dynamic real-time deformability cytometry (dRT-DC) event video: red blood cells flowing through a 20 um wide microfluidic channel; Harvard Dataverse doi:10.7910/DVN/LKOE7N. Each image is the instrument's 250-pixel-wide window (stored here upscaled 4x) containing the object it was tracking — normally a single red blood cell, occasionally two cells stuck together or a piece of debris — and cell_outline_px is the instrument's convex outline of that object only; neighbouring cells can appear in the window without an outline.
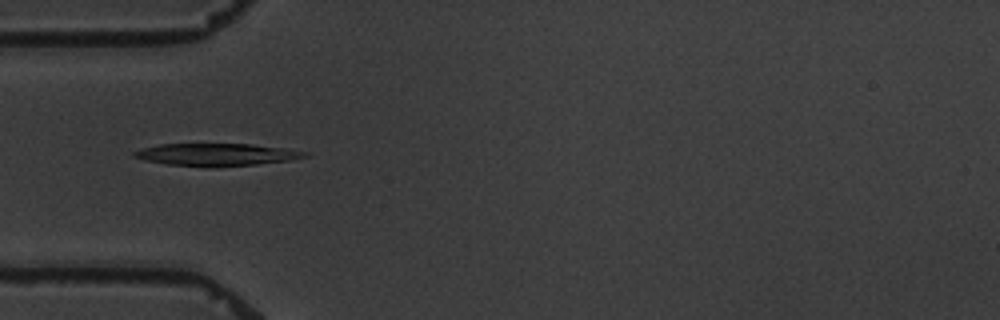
{"species": "common noctule bat (a hibernating species)", "species_latin": "Nyctalus noctula", "temperature_condition": "warm", "stored_images_in_passage": 7, "camera_frame_rate_fps": 3000, "um_per_image_px": 0.085, "animal": {"sex": "male", "body_mass_g": 19.5, "forearm_length_mm": 54.6}, "frame": {"image": 1, "passage_image": 4, "time_ms": 4.333, "image_size_px": [1000, 320], "cell_outline_px": [[308, 156], [292, 160], [256, 164], [216, 168], [212, 168], [168, 164], [144, 160], [132, 156], [132, 152], [144, 148], [160, 144], [252, 144], [284, 148], [308, 152]], "centroid_in_image_um": [18.41, 13.15], "position_along_channel_um": 66.6, "area_um2": 22.43}}
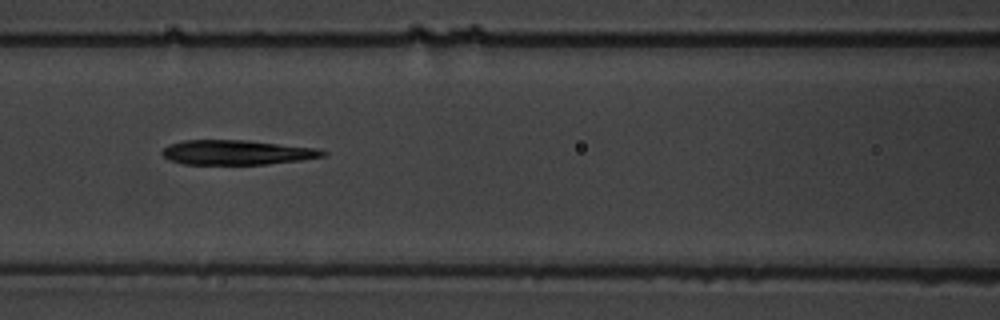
{"frame": {"image": 2, "passage_image": 6, "time_ms": 6.667, "image_size_px": [1000, 320], "cell_outline_px": [[328, 152], [324, 156], [300, 160], [268, 164], [184, 164], [168, 160], [160, 152], [168, 144], [184, 140], [244, 140], [316, 148]], "centroid_in_image_um": [20.08, 12.95], "position_along_channel_um": 146.5, "area_um2": 23.0}}
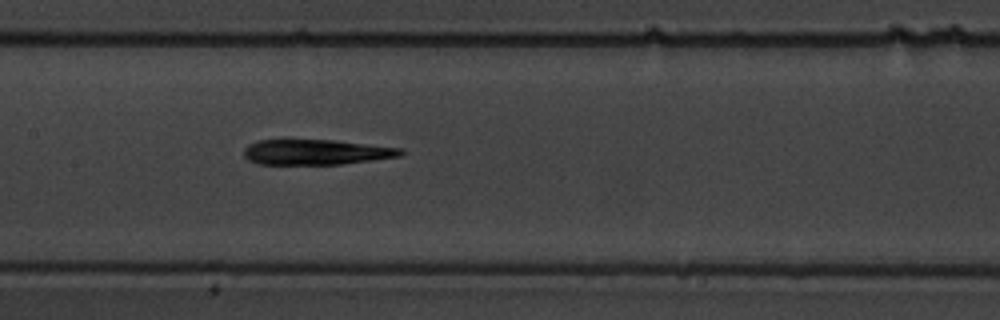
{"frame": {"image": 3, "passage_image": 7, "time_ms": 7.667, "image_size_px": [1000, 320], "cell_outline_px": [[404, 152], [400, 156], [372, 160], [340, 164], [260, 164], [248, 160], [244, 156], [244, 148], [248, 144], [256, 140], [288, 136], [332, 140], [400, 148]], "centroid_in_image_um": [26.72, 12.88], "position_along_channel_um": 180.7, "area_um2": 23.99}}